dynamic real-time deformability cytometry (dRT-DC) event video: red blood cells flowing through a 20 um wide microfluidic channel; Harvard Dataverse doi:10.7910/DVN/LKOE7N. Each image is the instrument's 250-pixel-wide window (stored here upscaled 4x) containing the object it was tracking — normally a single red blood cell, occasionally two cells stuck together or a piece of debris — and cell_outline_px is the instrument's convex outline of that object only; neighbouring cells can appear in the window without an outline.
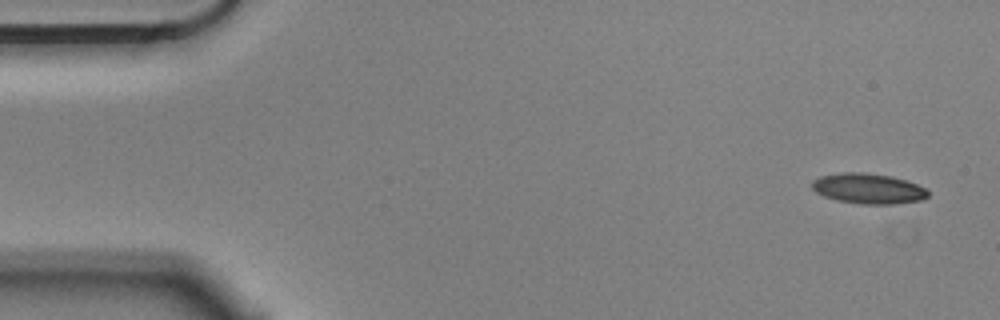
{"species": "Egyptian fruit bat (a non-hibernating species)", "species_latin": "Rousettus aegyptiacus", "temperature_condition": "cold", "stored_images_in_passage": 6, "camera_frame_rate_fps": 3000, "um_per_image_px": 0.085, "animal": {"sex": "male"}, "frame": {"image": 1, "passage_image": 1, "time_ms": 0.0, "image_size_px": [1000, 320], "cell_outline_px": [[928, 196], [924, 200], [892, 204], [864, 204], [836, 200], [824, 196], [816, 192], [812, 188], [812, 180], [820, 176], [844, 172], [860, 172], [892, 176], [916, 184], [924, 188], [928, 192]], "centroid_in_image_um": [73.79, 16.03], "position_along_channel_um": 11.2, "area_um2": 20.4}}
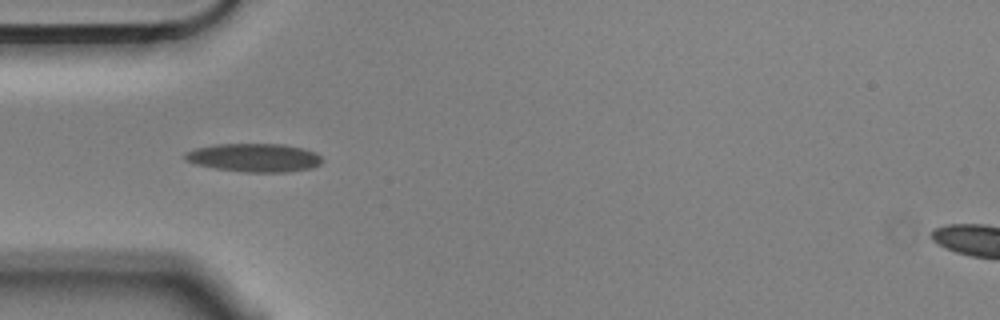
{"frame": {"image": 2, "passage_image": 5, "time_ms": 1.333, "image_size_px": [1000, 320], "cell_outline_px": [[324, 160], [320, 164], [312, 168], [288, 172], [248, 172], [216, 168], [196, 164], [184, 160], [184, 152], [196, 148], [216, 144], [284, 144], [304, 148], [316, 152]], "centroid_in_image_um": [21.64, 13.39], "position_along_channel_um": 63.4, "area_um2": 22.83}}
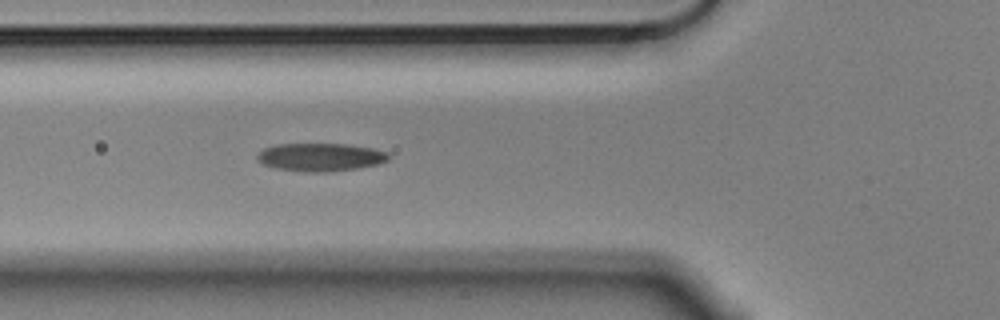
{"frame": {"image": 3, "passage_image": 6, "time_ms": 1.667, "image_size_px": [1000, 320], "cell_outline_px": [[392, 156], [388, 160], [380, 164], [356, 168], [324, 172], [308, 172], [276, 168], [264, 164], [256, 160], [256, 156], [264, 148], [276, 144], [348, 144], [372, 148], [388, 152]], "centroid_in_image_um": [27.27, 13.35], "position_along_channel_um": 98.5, "area_um2": 21.5}}